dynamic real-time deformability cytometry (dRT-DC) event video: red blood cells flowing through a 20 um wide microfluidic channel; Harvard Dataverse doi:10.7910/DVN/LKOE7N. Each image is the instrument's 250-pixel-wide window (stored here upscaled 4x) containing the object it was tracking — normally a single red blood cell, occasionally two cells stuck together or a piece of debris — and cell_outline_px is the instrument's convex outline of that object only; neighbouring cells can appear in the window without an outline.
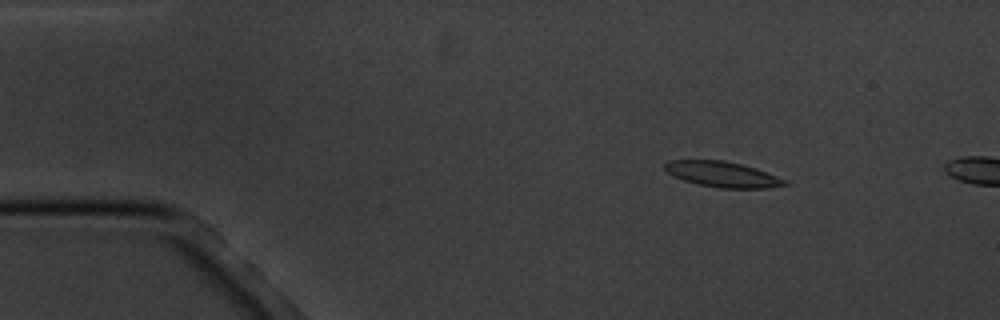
{"species": "common noctule bat (a hibernating species)", "species_latin": "Nyctalus noctula", "temperature_condition": "cold", "stored_images_in_passage": 5, "camera_frame_rate_fps": 3000, "um_per_image_px": 0.085, "animal": {"sex": "male", "body_mass_g": 20.1, "forearm_length_mm": 53.5}, "frame": {"image": 1, "passage_image": 2, "time_ms": 1.0, "image_size_px": [1000, 320], "cell_outline_px": [[788, 184], [768, 188], [720, 188], [700, 184], [684, 180], [668, 172], [664, 168], [664, 164], [668, 160], [724, 160], [756, 168], [788, 180]], "centroid_in_image_um": [61.45, 14.81], "position_along_channel_um": 23.6, "area_um2": 17.69}}